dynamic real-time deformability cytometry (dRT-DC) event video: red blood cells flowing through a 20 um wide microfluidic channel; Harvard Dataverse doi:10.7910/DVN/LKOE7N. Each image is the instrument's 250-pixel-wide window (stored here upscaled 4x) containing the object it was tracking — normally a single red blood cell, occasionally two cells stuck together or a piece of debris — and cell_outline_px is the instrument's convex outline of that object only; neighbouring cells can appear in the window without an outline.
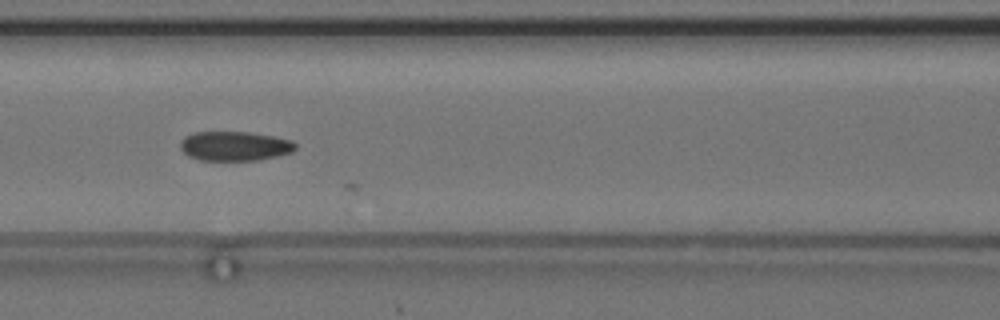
{"species": "common noctule bat (a hibernating species)", "species_latin": "Nyctalus noctula", "temperature_condition": "cold", "stored_images_in_passage": 16, "camera_frame_rate_fps": 3000, "um_per_image_px": 0.085, "animal": {"sex": "female", "body_mass_g": 24.6, "forearm_length_mm": 56.2}, "frame": {"image": 1, "passage_image": 12, "time_ms": 3.667, "image_size_px": [1000, 320], "cell_outline_px": [[296, 148], [292, 152], [260, 160], [200, 160], [188, 156], [180, 148], [180, 140], [184, 136], [196, 132], [248, 132], [272, 136], [292, 140], [296, 144]], "centroid_in_image_um": [19.93, 12.41], "position_along_channel_um": 146.7, "area_um2": 19.77}}